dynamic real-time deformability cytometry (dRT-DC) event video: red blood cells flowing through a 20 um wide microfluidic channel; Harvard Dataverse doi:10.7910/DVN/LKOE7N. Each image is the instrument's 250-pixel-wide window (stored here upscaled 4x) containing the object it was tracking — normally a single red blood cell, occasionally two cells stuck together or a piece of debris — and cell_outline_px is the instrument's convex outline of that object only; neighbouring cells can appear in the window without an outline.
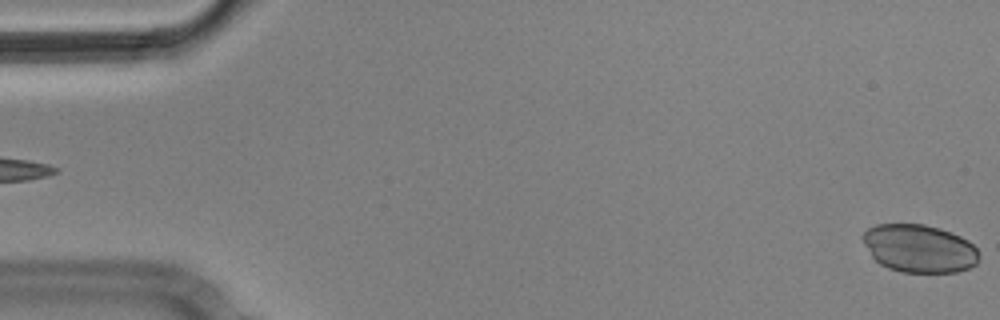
{"species": "Egyptian fruit bat (a non-hibernating species)", "species_latin": "Rousettus aegyptiacus", "temperature_condition": "cold", "stored_images_in_passage": 5, "segment_of_instrument_passage": [2, 2], "camera_frame_rate_fps": 3000, "um_per_image_px": 0.085, "animal": {"sex": "male"}, "frame": {"image": 1, "passage_image": 5, "time_ms": 1.333, "image_size_px": [1000, 320], "cell_outline_px": [[980, 256], [976, 264], [968, 268], [956, 272], [900, 272], [888, 268], [880, 264], [872, 256], [864, 244], [860, 236], [868, 228], [876, 224], [924, 224], [940, 228], [960, 236], [968, 240], [976, 248]], "centroid_in_image_um": [78.13, 21.11], "position_along_channel_um": 6.9, "area_um2": 32.6}}